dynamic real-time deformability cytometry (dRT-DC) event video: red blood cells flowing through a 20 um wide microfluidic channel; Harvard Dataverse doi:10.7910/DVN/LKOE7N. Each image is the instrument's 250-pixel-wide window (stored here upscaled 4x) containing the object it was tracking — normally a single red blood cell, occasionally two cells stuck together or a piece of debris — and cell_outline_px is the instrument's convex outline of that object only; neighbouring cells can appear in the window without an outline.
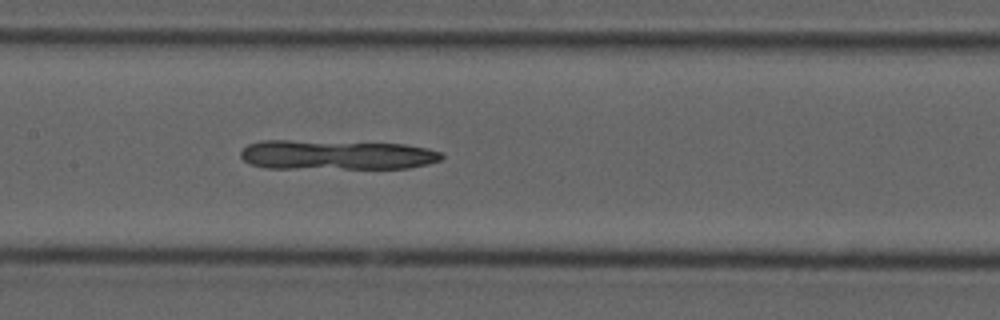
{"species": "common noctule bat (a hibernating species)", "species_latin": "Nyctalus noctula", "temperature_condition": "cold", "stored_images_in_passage": 54, "camera_frame_rate_fps": 3000, "um_per_image_px": 0.085, "animal": {"sex": "male", "forearm_length_mm": 52.5}, "frame": {"image": 1, "passage_image": 26, "time_ms": 8.333, "image_size_px": [1000, 320], "cell_outline_px": [[444, 156], [440, 160], [428, 164], [408, 168], [268, 168], [252, 164], [244, 160], [240, 156], [240, 152], [248, 144], [260, 140], [292, 140], [404, 144], [428, 148], [440, 152]], "centroid_in_image_um": [28.59, 13.16], "position_along_channel_um": 178.8, "area_um2": 34.74}}
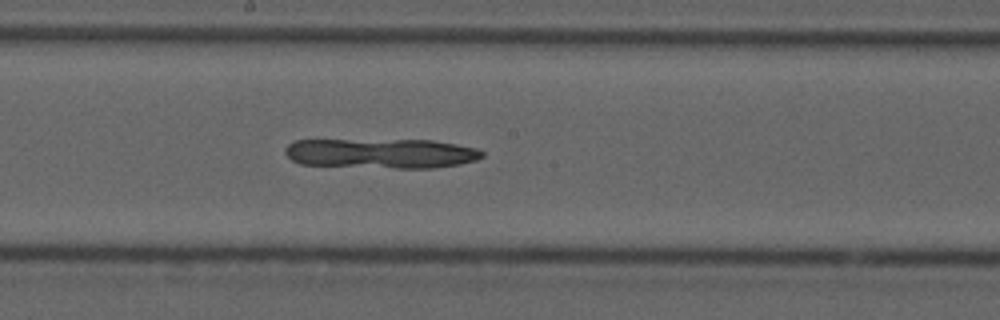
{"frame": {"image": 2, "passage_image": 29, "time_ms": 9.333, "image_size_px": [1000, 320], "cell_outline_px": [[484, 156], [476, 160], [460, 164], [432, 168], [396, 168], [300, 164], [292, 160], [284, 152], [284, 148], [288, 144], [296, 140], [432, 140], [456, 144], [476, 148], [484, 152]], "centroid_in_image_um": [32.41, 13.03], "position_along_channel_um": 215.8, "area_um2": 34.28}}